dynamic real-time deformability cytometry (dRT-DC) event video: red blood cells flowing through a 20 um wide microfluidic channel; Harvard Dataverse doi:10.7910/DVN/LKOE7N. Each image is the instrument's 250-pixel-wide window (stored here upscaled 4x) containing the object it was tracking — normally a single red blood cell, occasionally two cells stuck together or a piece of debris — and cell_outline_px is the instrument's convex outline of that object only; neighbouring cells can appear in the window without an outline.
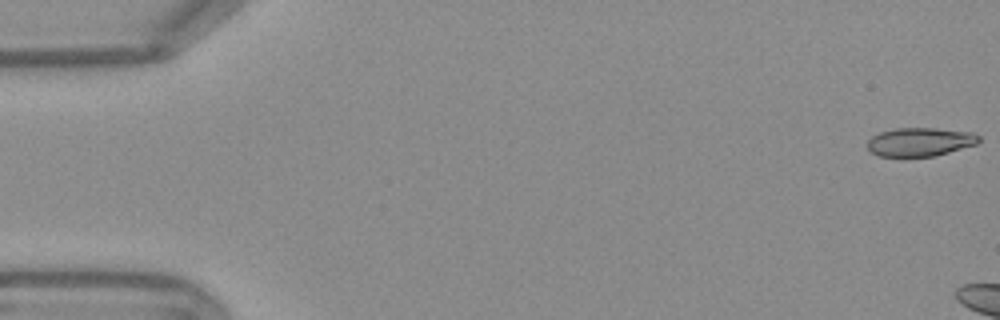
{"species": "Egyptian fruit bat (a non-hibernating species)", "species_latin": "Rousettus aegyptiacus", "temperature_condition": "warm", "stored_images_in_passage": 8, "camera_frame_rate_fps": 3000, "um_per_image_px": 0.085, "frame": {"image": 1, "passage_image": 1, "time_ms": 0.0, "image_size_px": [1000, 320], "cell_outline_px": [[980, 140], [976, 144], [936, 156], [880, 156], [872, 152], [868, 148], [868, 140], [872, 136], [880, 132], [896, 128], [936, 128], [972, 132], [980, 136]], "centroid_in_image_um": [78.22, 12.05], "position_along_channel_um": 6.8, "area_um2": 18.5}}